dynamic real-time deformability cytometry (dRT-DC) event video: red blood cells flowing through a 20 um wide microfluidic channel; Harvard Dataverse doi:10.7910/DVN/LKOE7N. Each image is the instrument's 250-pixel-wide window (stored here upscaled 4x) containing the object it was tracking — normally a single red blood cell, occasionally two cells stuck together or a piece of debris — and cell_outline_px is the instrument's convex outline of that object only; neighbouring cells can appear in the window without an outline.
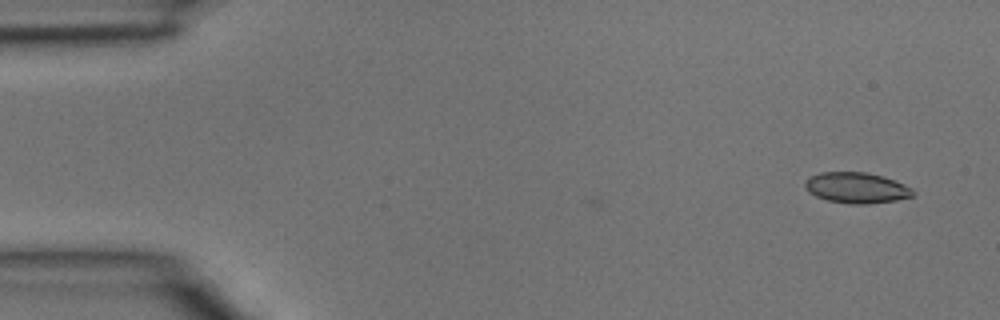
{"species": "common noctule bat (a hibernating species)", "species_latin": "Nyctalus noctula", "temperature_condition": "room temperature", "stored_images_in_passage": 4, "camera_frame_rate_fps": 3000, "um_per_image_px": 0.085, "animal": {"sex": "male", "body_mass_g": 15.6}, "frame": {"image": 1, "passage_image": 4, "time_ms": 1.0, "image_size_px": [1000, 320], "cell_outline_px": [[916, 192], [912, 196], [896, 200], [868, 204], [848, 204], [828, 200], [816, 196], [808, 192], [804, 188], [804, 180], [820, 172], [868, 172], [884, 176], [904, 184], [912, 188]], "centroid_in_image_um": [72.8, 15.96], "position_along_channel_um": 12.2, "area_um2": 19.54}}